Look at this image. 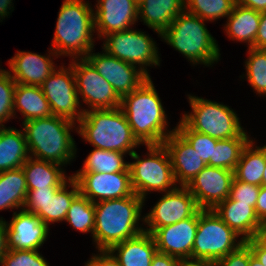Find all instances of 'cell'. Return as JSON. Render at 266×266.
Wrapping results in <instances>:
<instances>
[{
  "label": "cell",
  "instance_id": "7c38bea8",
  "mask_svg": "<svg viewBox=\"0 0 266 266\" xmlns=\"http://www.w3.org/2000/svg\"><path fill=\"white\" fill-rule=\"evenodd\" d=\"M67 187H71V190ZM79 193L78 183L71 176L60 188L28 190L23 209L34 213L49 226L65 220L73 199Z\"/></svg>",
  "mask_w": 266,
  "mask_h": 266
},
{
  "label": "cell",
  "instance_id": "f907efd6",
  "mask_svg": "<svg viewBox=\"0 0 266 266\" xmlns=\"http://www.w3.org/2000/svg\"><path fill=\"white\" fill-rule=\"evenodd\" d=\"M253 239L264 249H266V221L258 226Z\"/></svg>",
  "mask_w": 266,
  "mask_h": 266
},
{
  "label": "cell",
  "instance_id": "d6986e66",
  "mask_svg": "<svg viewBox=\"0 0 266 266\" xmlns=\"http://www.w3.org/2000/svg\"><path fill=\"white\" fill-rule=\"evenodd\" d=\"M197 228L198 211L185 220L157 228L152 233L157 251L178 259L192 258Z\"/></svg>",
  "mask_w": 266,
  "mask_h": 266
},
{
  "label": "cell",
  "instance_id": "b9f144b4",
  "mask_svg": "<svg viewBox=\"0 0 266 266\" xmlns=\"http://www.w3.org/2000/svg\"><path fill=\"white\" fill-rule=\"evenodd\" d=\"M97 252L96 255L91 256L87 263L85 262V266H121L110 250H98Z\"/></svg>",
  "mask_w": 266,
  "mask_h": 266
},
{
  "label": "cell",
  "instance_id": "681fc988",
  "mask_svg": "<svg viewBox=\"0 0 266 266\" xmlns=\"http://www.w3.org/2000/svg\"><path fill=\"white\" fill-rule=\"evenodd\" d=\"M236 3L260 13L266 11V0H236Z\"/></svg>",
  "mask_w": 266,
  "mask_h": 266
},
{
  "label": "cell",
  "instance_id": "8992f818",
  "mask_svg": "<svg viewBox=\"0 0 266 266\" xmlns=\"http://www.w3.org/2000/svg\"><path fill=\"white\" fill-rule=\"evenodd\" d=\"M204 22V19L184 10L161 34V39L192 65L212 67V64L220 61V48Z\"/></svg>",
  "mask_w": 266,
  "mask_h": 266
},
{
  "label": "cell",
  "instance_id": "7402d4cb",
  "mask_svg": "<svg viewBox=\"0 0 266 266\" xmlns=\"http://www.w3.org/2000/svg\"><path fill=\"white\" fill-rule=\"evenodd\" d=\"M171 163L177 185L187 186L207 165L190 144L175 130L163 142Z\"/></svg>",
  "mask_w": 266,
  "mask_h": 266
},
{
  "label": "cell",
  "instance_id": "ee69618b",
  "mask_svg": "<svg viewBox=\"0 0 266 266\" xmlns=\"http://www.w3.org/2000/svg\"><path fill=\"white\" fill-rule=\"evenodd\" d=\"M255 211L261 222L266 221V187L264 186H260Z\"/></svg>",
  "mask_w": 266,
  "mask_h": 266
},
{
  "label": "cell",
  "instance_id": "bcb514c9",
  "mask_svg": "<svg viewBox=\"0 0 266 266\" xmlns=\"http://www.w3.org/2000/svg\"><path fill=\"white\" fill-rule=\"evenodd\" d=\"M8 252L7 224L3 217H0V264Z\"/></svg>",
  "mask_w": 266,
  "mask_h": 266
},
{
  "label": "cell",
  "instance_id": "7a4b0ae2",
  "mask_svg": "<svg viewBox=\"0 0 266 266\" xmlns=\"http://www.w3.org/2000/svg\"><path fill=\"white\" fill-rule=\"evenodd\" d=\"M157 90L149 77L135 91L121 98V109L142 145L163 144L175 131L168 130V118Z\"/></svg>",
  "mask_w": 266,
  "mask_h": 266
},
{
  "label": "cell",
  "instance_id": "7dc6e473",
  "mask_svg": "<svg viewBox=\"0 0 266 266\" xmlns=\"http://www.w3.org/2000/svg\"><path fill=\"white\" fill-rule=\"evenodd\" d=\"M250 247L252 254L260 261L263 266H266V249L262 248L253 238L245 241Z\"/></svg>",
  "mask_w": 266,
  "mask_h": 266
},
{
  "label": "cell",
  "instance_id": "8fae6325",
  "mask_svg": "<svg viewBox=\"0 0 266 266\" xmlns=\"http://www.w3.org/2000/svg\"><path fill=\"white\" fill-rule=\"evenodd\" d=\"M59 66L41 85L54 116L63 117L76 124L85 109L80 102L72 66ZM82 107V108H81Z\"/></svg>",
  "mask_w": 266,
  "mask_h": 266
},
{
  "label": "cell",
  "instance_id": "ffe728a7",
  "mask_svg": "<svg viewBox=\"0 0 266 266\" xmlns=\"http://www.w3.org/2000/svg\"><path fill=\"white\" fill-rule=\"evenodd\" d=\"M7 224L8 249L39 250L47 241L49 226L34 213L24 209L15 211Z\"/></svg>",
  "mask_w": 266,
  "mask_h": 266
},
{
  "label": "cell",
  "instance_id": "277c9868",
  "mask_svg": "<svg viewBox=\"0 0 266 266\" xmlns=\"http://www.w3.org/2000/svg\"><path fill=\"white\" fill-rule=\"evenodd\" d=\"M84 0H63L51 49L59 56L85 58L94 48V9Z\"/></svg>",
  "mask_w": 266,
  "mask_h": 266
},
{
  "label": "cell",
  "instance_id": "5b68a950",
  "mask_svg": "<svg viewBox=\"0 0 266 266\" xmlns=\"http://www.w3.org/2000/svg\"><path fill=\"white\" fill-rule=\"evenodd\" d=\"M77 133L95 148L126 153L142 145L121 107L86 110L77 124Z\"/></svg>",
  "mask_w": 266,
  "mask_h": 266
},
{
  "label": "cell",
  "instance_id": "9a60e30c",
  "mask_svg": "<svg viewBox=\"0 0 266 266\" xmlns=\"http://www.w3.org/2000/svg\"><path fill=\"white\" fill-rule=\"evenodd\" d=\"M80 193L92 203L120 199L134 194L130 171L115 173L76 172L71 175Z\"/></svg>",
  "mask_w": 266,
  "mask_h": 266
},
{
  "label": "cell",
  "instance_id": "c3c4849f",
  "mask_svg": "<svg viewBox=\"0 0 266 266\" xmlns=\"http://www.w3.org/2000/svg\"><path fill=\"white\" fill-rule=\"evenodd\" d=\"M177 266H217V262L205 259L184 258L178 259Z\"/></svg>",
  "mask_w": 266,
  "mask_h": 266
},
{
  "label": "cell",
  "instance_id": "f6af8a7d",
  "mask_svg": "<svg viewBox=\"0 0 266 266\" xmlns=\"http://www.w3.org/2000/svg\"><path fill=\"white\" fill-rule=\"evenodd\" d=\"M178 258L168 254L156 252L151 261V266H177Z\"/></svg>",
  "mask_w": 266,
  "mask_h": 266
},
{
  "label": "cell",
  "instance_id": "603a6c76",
  "mask_svg": "<svg viewBox=\"0 0 266 266\" xmlns=\"http://www.w3.org/2000/svg\"><path fill=\"white\" fill-rule=\"evenodd\" d=\"M213 211L231 228L242 240L247 241L254 237L261 221L259 220L255 206L238 203L228 197L220 202Z\"/></svg>",
  "mask_w": 266,
  "mask_h": 266
},
{
  "label": "cell",
  "instance_id": "d6a6232c",
  "mask_svg": "<svg viewBox=\"0 0 266 266\" xmlns=\"http://www.w3.org/2000/svg\"><path fill=\"white\" fill-rule=\"evenodd\" d=\"M251 139L244 130L238 137L218 140L213 152V167L234 171L243 148Z\"/></svg>",
  "mask_w": 266,
  "mask_h": 266
},
{
  "label": "cell",
  "instance_id": "f35d334b",
  "mask_svg": "<svg viewBox=\"0 0 266 266\" xmlns=\"http://www.w3.org/2000/svg\"><path fill=\"white\" fill-rule=\"evenodd\" d=\"M39 250L8 249L1 266H49Z\"/></svg>",
  "mask_w": 266,
  "mask_h": 266
},
{
  "label": "cell",
  "instance_id": "11a10c76",
  "mask_svg": "<svg viewBox=\"0 0 266 266\" xmlns=\"http://www.w3.org/2000/svg\"><path fill=\"white\" fill-rule=\"evenodd\" d=\"M4 70H5V69H2V68H1V69H0V74H1Z\"/></svg>",
  "mask_w": 266,
  "mask_h": 266
},
{
  "label": "cell",
  "instance_id": "db71d44e",
  "mask_svg": "<svg viewBox=\"0 0 266 266\" xmlns=\"http://www.w3.org/2000/svg\"><path fill=\"white\" fill-rule=\"evenodd\" d=\"M261 186L266 187V166H265V170H264V173H263L262 185Z\"/></svg>",
  "mask_w": 266,
  "mask_h": 266
},
{
  "label": "cell",
  "instance_id": "484cf974",
  "mask_svg": "<svg viewBox=\"0 0 266 266\" xmlns=\"http://www.w3.org/2000/svg\"><path fill=\"white\" fill-rule=\"evenodd\" d=\"M27 189L60 188L71 176L62 165L29 157L23 166Z\"/></svg>",
  "mask_w": 266,
  "mask_h": 266
},
{
  "label": "cell",
  "instance_id": "f5cc1de1",
  "mask_svg": "<svg viewBox=\"0 0 266 266\" xmlns=\"http://www.w3.org/2000/svg\"><path fill=\"white\" fill-rule=\"evenodd\" d=\"M249 266H263L260 261L252 254V251L250 249V260H249Z\"/></svg>",
  "mask_w": 266,
  "mask_h": 266
},
{
  "label": "cell",
  "instance_id": "f1b7e54d",
  "mask_svg": "<svg viewBox=\"0 0 266 266\" xmlns=\"http://www.w3.org/2000/svg\"><path fill=\"white\" fill-rule=\"evenodd\" d=\"M29 157L24 131L0 127V172L21 168Z\"/></svg>",
  "mask_w": 266,
  "mask_h": 266
},
{
  "label": "cell",
  "instance_id": "d590c367",
  "mask_svg": "<svg viewBox=\"0 0 266 266\" xmlns=\"http://www.w3.org/2000/svg\"><path fill=\"white\" fill-rule=\"evenodd\" d=\"M236 0H185V10L206 22L228 17Z\"/></svg>",
  "mask_w": 266,
  "mask_h": 266
},
{
  "label": "cell",
  "instance_id": "ac0fdd59",
  "mask_svg": "<svg viewBox=\"0 0 266 266\" xmlns=\"http://www.w3.org/2000/svg\"><path fill=\"white\" fill-rule=\"evenodd\" d=\"M94 28L96 38L112 32L129 30L138 21V3L135 0H96Z\"/></svg>",
  "mask_w": 266,
  "mask_h": 266
},
{
  "label": "cell",
  "instance_id": "6da1fadb",
  "mask_svg": "<svg viewBox=\"0 0 266 266\" xmlns=\"http://www.w3.org/2000/svg\"><path fill=\"white\" fill-rule=\"evenodd\" d=\"M144 202L134 193L128 197L94 203L93 242L96 248L110 250L114 245L144 232V225L142 227L139 223L144 222V217L141 216Z\"/></svg>",
  "mask_w": 266,
  "mask_h": 266
},
{
  "label": "cell",
  "instance_id": "4316f807",
  "mask_svg": "<svg viewBox=\"0 0 266 266\" xmlns=\"http://www.w3.org/2000/svg\"><path fill=\"white\" fill-rule=\"evenodd\" d=\"M260 17V12L236 3L224 25L226 35L229 39L247 43L248 48H252L260 25Z\"/></svg>",
  "mask_w": 266,
  "mask_h": 266
},
{
  "label": "cell",
  "instance_id": "d4e9b609",
  "mask_svg": "<svg viewBox=\"0 0 266 266\" xmlns=\"http://www.w3.org/2000/svg\"><path fill=\"white\" fill-rule=\"evenodd\" d=\"M110 251L121 266H151L157 247L151 233L141 234L114 245Z\"/></svg>",
  "mask_w": 266,
  "mask_h": 266
},
{
  "label": "cell",
  "instance_id": "816d5d0a",
  "mask_svg": "<svg viewBox=\"0 0 266 266\" xmlns=\"http://www.w3.org/2000/svg\"><path fill=\"white\" fill-rule=\"evenodd\" d=\"M13 0H0V22L14 10ZM10 10V12H9ZM2 19V20H1Z\"/></svg>",
  "mask_w": 266,
  "mask_h": 266
},
{
  "label": "cell",
  "instance_id": "30bf717a",
  "mask_svg": "<svg viewBox=\"0 0 266 266\" xmlns=\"http://www.w3.org/2000/svg\"><path fill=\"white\" fill-rule=\"evenodd\" d=\"M102 40H104L103 50L113 57L138 67L148 77L151 76L147 66H160V54L156 42L139 29L130 28L112 32L104 36Z\"/></svg>",
  "mask_w": 266,
  "mask_h": 266
},
{
  "label": "cell",
  "instance_id": "52a82bcc",
  "mask_svg": "<svg viewBox=\"0 0 266 266\" xmlns=\"http://www.w3.org/2000/svg\"><path fill=\"white\" fill-rule=\"evenodd\" d=\"M144 146L147 149L145 157L141 158L134 151L130 155L134 161L129 162L128 168L134 193L145 201L146 196L151 192H169L178 185L175 182L171 159L164 144Z\"/></svg>",
  "mask_w": 266,
  "mask_h": 266
},
{
  "label": "cell",
  "instance_id": "e0dca14e",
  "mask_svg": "<svg viewBox=\"0 0 266 266\" xmlns=\"http://www.w3.org/2000/svg\"><path fill=\"white\" fill-rule=\"evenodd\" d=\"M234 171L218 167H204L186 186L200 209L213 210L229 197Z\"/></svg>",
  "mask_w": 266,
  "mask_h": 266
},
{
  "label": "cell",
  "instance_id": "8d00e7d4",
  "mask_svg": "<svg viewBox=\"0 0 266 266\" xmlns=\"http://www.w3.org/2000/svg\"><path fill=\"white\" fill-rule=\"evenodd\" d=\"M175 130L197 151L206 165L213 167V152L217 139L192 130L181 118Z\"/></svg>",
  "mask_w": 266,
  "mask_h": 266
},
{
  "label": "cell",
  "instance_id": "f546056e",
  "mask_svg": "<svg viewBox=\"0 0 266 266\" xmlns=\"http://www.w3.org/2000/svg\"><path fill=\"white\" fill-rule=\"evenodd\" d=\"M254 143L251 139L243 148L234 177L242 182L261 186L266 166V145L256 146Z\"/></svg>",
  "mask_w": 266,
  "mask_h": 266
},
{
  "label": "cell",
  "instance_id": "e575fe53",
  "mask_svg": "<svg viewBox=\"0 0 266 266\" xmlns=\"http://www.w3.org/2000/svg\"><path fill=\"white\" fill-rule=\"evenodd\" d=\"M249 56L245 63V78L253 91L266 97V49L247 48Z\"/></svg>",
  "mask_w": 266,
  "mask_h": 266
},
{
  "label": "cell",
  "instance_id": "3957f363",
  "mask_svg": "<svg viewBox=\"0 0 266 266\" xmlns=\"http://www.w3.org/2000/svg\"><path fill=\"white\" fill-rule=\"evenodd\" d=\"M29 156L65 167L76 157V144L71 132L76 123L63 117L49 116L22 122Z\"/></svg>",
  "mask_w": 266,
  "mask_h": 266
},
{
  "label": "cell",
  "instance_id": "1f68e13d",
  "mask_svg": "<svg viewBox=\"0 0 266 266\" xmlns=\"http://www.w3.org/2000/svg\"><path fill=\"white\" fill-rule=\"evenodd\" d=\"M126 153L95 148L86 157L83 166L76 172L115 173L129 171Z\"/></svg>",
  "mask_w": 266,
  "mask_h": 266
},
{
  "label": "cell",
  "instance_id": "836d02e7",
  "mask_svg": "<svg viewBox=\"0 0 266 266\" xmlns=\"http://www.w3.org/2000/svg\"><path fill=\"white\" fill-rule=\"evenodd\" d=\"M73 229L82 233H91L95 229V206L88 198L79 193L72 201L66 218Z\"/></svg>",
  "mask_w": 266,
  "mask_h": 266
},
{
  "label": "cell",
  "instance_id": "ba28073f",
  "mask_svg": "<svg viewBox=\"0 0 266 266\" xmlns=\"http://www.w3.org/2000/svg\"><path fill=\"white\" fill-rule=\"evenodd\" d=\"M187 97L192 111L181 119L192 130L217 140L238 137L244 131L237 113L228 105L191 94Z\"/></svg>",
  "mask_w": 266,
  "mask_h": 266
},
{
  "label": "cell",
  "instance_id": "74e56055",
  "mask_svg": "<svg viewBox=\"0 0 266 266\" xmlns=\"http://www.w3.org/2000/svg\"><path fill=\"white\" fill-rule=\"evenodd\" d=\"M16 82L10 74L4 70L0 74V127L5 126L3 123L14 119V92Z\"/></svg>",
  "mask_w": 266,
  "mask_h": 266
},
{
  "label": "cell",
  "instance_id": "5bb4252c",
  "mask_svg": "<svg viewBox=\"0 0 266 266\" xmlns=\"http://www.w3.org/2000/svg\"><path fill=\"white\" fill-rule=\"evenodd\" d=\"M199 209L189 189L177 186L174 190L164 192L149 213L143 215L142 225H147L144 231L152 234L157 228L192 217Z\"/></svg>",
  "mask_w": 266,
  "mask_h": 266
},
{
  "label": "cell",
  "instance_id": "9c48e42d",
  "mask_svg": "<svg viewBox=\"0 0 266 266\" xmlns=\"http://www.w3.org/2000/svg\"><path fill=\"white\" fill-rule=\"evenodd\" d=\"M239 238L213 210L199 209L192 258L218 262L245 243Z\"/></svg>",
  "mask_w": 266,
  "mask_h": 266
},
{
  "label": "cell",
  "instance_id": "4fadbf2b",
  "mask_svg": "<svg viewBox=\"0 0 266 266\" xmlns=\"http://www.w3.org/2000/svg\"><path fill=\"white\" fill-rule=\"evenodd\" d=\"M75 76L79 100L88 105V109H113L121 106V97L112 85L106 81L85 59H73L70 62Z\"/></svg>",
  "mask_w": 266,
  "mask_h": 266
},
{
  "label": "cell",
  "instance_id": "ab89813d",
  "mask_svg": "<svg viewBox=\"0 0 266 266\" xmlns=\"http://www.w3.org/2000/svg\"><path fill=\"white\" fill-rule=\"evenodd\" d=\"M260 191V186L237 180L235 177L231 184L229 197L238 203L255 206Z\"/></svg>",
  "mask_w": 266,
  "mask_h": 266
},
{
  "label": "cell",
  "instance_id": "7bdbcfd3",
  "mask_svg": "<svg viewBox=\"0 0 266 266\" xmlns=\"http://www.w3.org/2000/svg\"><path fill=\"white\" fill-rule=\"evenodd\" d=\"M253 48L266 49V11L261 13L260 25Z\"/></svg>",
  "mask_w": 266,
  "mask_h": 266
},
{
  "label": "cell",
  "instance_id": "60d3db41",
  "mask_svg": "<svg viewBox=\"0 0 266 266\" xmlns=\"http://www.w3.org/2000/svg\"><path fill=\"white\" fill-rule=\"evenodd\" d=\"M250 247L244 243L217 262V266H249Z\"/></svg>",
  "mask_w": 266,
  "mask_h": 266
},
{
  "label": "cell",
  "instance_id": "4dcf8cb0",
  "mask_svg": "<svg viewBox=\"0 0 266 266\" xmlns=\"http://www.w3.org/2000/svg\"><path fill=\"white\" fill-rule=\"evenodd\" d=\"M27 184L22 168L0 172V211L23 209L27 197Z\"/></svg>",
  "mask_w": 266,
  "mask_h": 266
},
{
  "label": "cell",
  "instance_id": "cb8c5ba5",
  "mask_svg": "<svg viewBox=\"0 0 266 266\" xmlns=\"http://www.w3.org/2000/svg\"><path fill=\"white\" fill-rule=\"evenodd\" d=\"M185 10V0H141L138 3V20L153 29L158 36Z\"/></svg>",
  "mask_w": 266,
  "mask_h": 266
},
{
  "label": "cell",
  "instance_id": "44dd1931",
  "mask_svg": "<svg viewBox=\"0 0 266 266\" xmlns=\"http://www.w3.org/2000/svg\"><path fill=\"white\" fill-rule=\"evenodd\" d=\"M49 49V55L17 51L14 57L8 60L10 70L6 71L17 84L41 86L57 68L52 57L58 58V55L51 48Z\"/></svg>",
  "mask_w": 266,
  "mask_h": 266
},
{
  "label": "cell",
  "instance_id": "83f0119b",
  "mask_svg": "<svg viewBox=\"0 0 266 266\" xmlns=\"http://www.w3.org/2000/svg\"><path fill=\"white\" fill-rule=\"evenodd\" d=\"M13 111L14 117L18 111L23 115V122L53 115L41 86L23 84H16Z\"/></svg>",
  "mask_w": 266,
  "mask_h": 266
},
{
  "label": "cell",
  "instance_id": "2e32d148",
  "mask_svg": "<svg viewBox=\"0 0 266 266\" xmlns=\"http://www.w3.org/2000/svg\"><path fill=\"white\" fill-rule=\"evenodd\" d=\"M85 59L112 85L121 98L135 91L149 78L138 67L113 57L105 50L102 53H93L91 50Z\"/></svg>",
  "mask_w": 266,
  "mask_h": 266
}]
</instances>
